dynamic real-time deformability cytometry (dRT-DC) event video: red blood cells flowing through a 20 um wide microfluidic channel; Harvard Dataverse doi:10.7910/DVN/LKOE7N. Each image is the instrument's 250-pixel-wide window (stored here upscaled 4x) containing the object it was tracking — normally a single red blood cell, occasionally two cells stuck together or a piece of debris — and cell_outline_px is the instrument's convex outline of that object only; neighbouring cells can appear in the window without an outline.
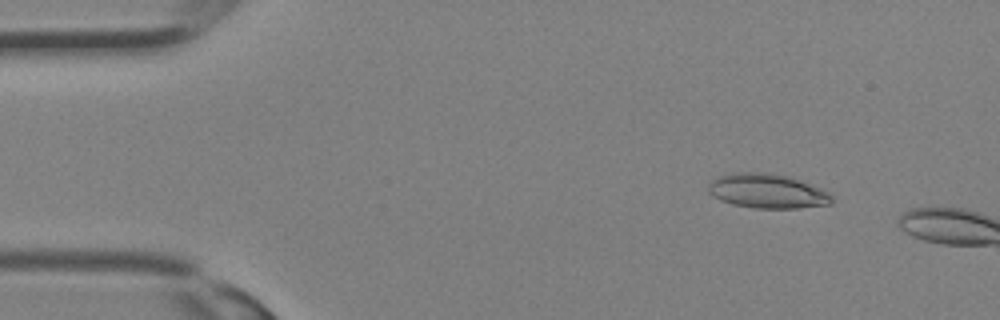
{"species": "Egyptian fruit bat (a non-hibernating species)", "species_latin": "Rousettus aegyptiacus", "temperature_condition": "room temperature", "stored_images_in_passage": 5, "camera_frame_rate_fps": 3000, "um_per_image_px": 0.085, "animal": {"sex": "female"}, "frame": {"image": 1, "passage_image": 3, "time_ms": 0.667, "image_size_px": [1000, 320], "cell_outline_px": [[832, 204], [796, 208], [752, 208], [732, 204], [720, 200], [712, 196], [708, 192], [708, 184], [712, 180], [720, 176], [732, 172], [768, 172], [800, 180], [820, 188], [828, 192], [832, 196]], "centroid_in_image_um": [65.18, 16.24], "position_along_channel_um": 19.8, "area_um2": 24.8}}